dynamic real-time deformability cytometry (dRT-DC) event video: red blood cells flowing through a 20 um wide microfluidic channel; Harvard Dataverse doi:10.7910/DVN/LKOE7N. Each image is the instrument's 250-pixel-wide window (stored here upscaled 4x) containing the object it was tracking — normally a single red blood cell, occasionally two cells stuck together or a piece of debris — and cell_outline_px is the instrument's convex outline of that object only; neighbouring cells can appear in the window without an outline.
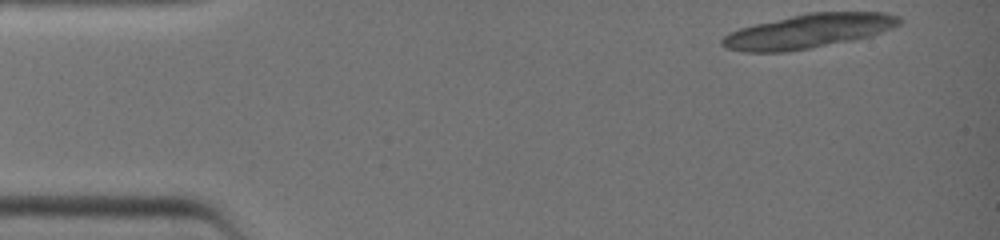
{"species": "common noctule bat (a hibernating species)", "species_latin": "Nyctalus noctula", "temperature_condition": "warm", "stored_images_in_passage": 12, "camera_frame_rate_fps": 3000, "um_per_image_px": 0.085, "animal": {"sex": "female", "body_mass_g": 19.0, "forearm_length_mm": 51.5}, "frame": {"image": 1, "passage_image": 1, "time_ms": 0.0, "image_size_px": [1000, 240], "cell_outline_px": [[904, 20], [900, 24], [892, 28], [872, 36], [852, 40], [788, 52], [744, 52], [724, 48], [720, 44], [720, 40], [728, 32], [740, 28], [756, 24], [808, 12], [884, 12], [900, 16]], "centroid_in_image_um": [68.73, 2.65], "position_along_channel_um": 16.3, "area_um2": 35.43}}